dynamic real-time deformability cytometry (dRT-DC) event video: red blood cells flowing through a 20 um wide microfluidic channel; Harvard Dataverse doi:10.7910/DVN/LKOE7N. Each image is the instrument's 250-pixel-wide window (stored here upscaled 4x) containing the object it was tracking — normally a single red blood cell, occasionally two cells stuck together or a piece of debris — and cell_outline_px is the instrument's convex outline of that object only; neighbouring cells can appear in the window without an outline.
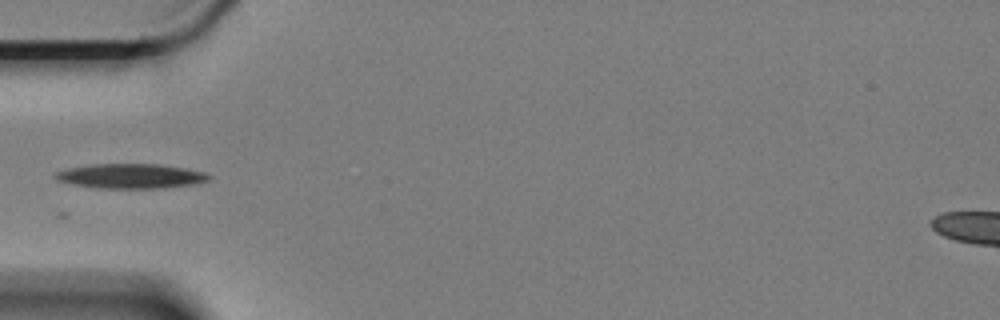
{"species": "Egyptian fruit bat (a non-hibernating species)", "species_latin": "Rousettus aegyptiacus", "temperature_condition": "cold", "stored_images_in_passage": 5, "camera_frame_rate_fps": 3000, "um_per_image_px": 0.085, "animal": {"sex": "female"}, "frame": {"image": 1, "passage_image": 1, "time_ms": 0.0, "image_size_px": [1000, 320], "cell_outline_px": [[212, 176], [208, 180], [196, 184], [164, 188], [96, 188], [72, 184], [56, 180], [52, 176], [56, 172], [68, 168], [96, 164], [160, 164], [184, 168], [204, 172]], "centroid_in_image_um": [11.11, 14.97], "position_along_channel_um": 73.9, "area_um2": 22.14}}
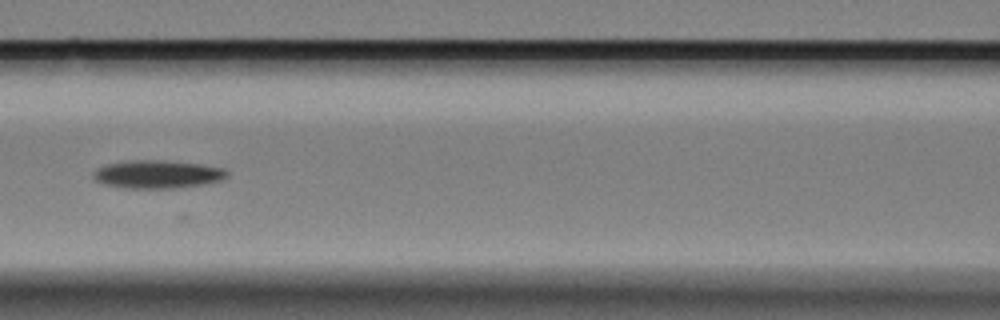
{"frame": {"image": 2, "passage_image": 3, "time_ms": 0.667, "image_size_px": [1000, 320], "cell_outline_px": [[228, 176], [220, 180], [204, 184], [172, 188], [124, 188], [104, 184], [96, 180], [92, 176], [92, 172], [96, 168], [104, 164], [132, 160], [160, 160], [196, 164], [224, 168], [228, 172]], "centroid_in_image_um": [13.33, 14.81], "position_along_channel_um": 153.3, "area_um2": 21.79}}
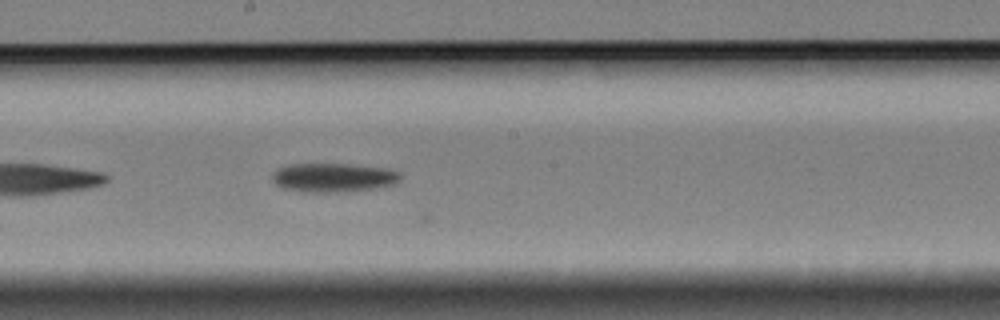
{"frame": {"image": 3, "passage_image": 5, "time_ms": 1.333, "image_size_px": [1000, 320], "cell_outline_px": [[400, 180], [396, 184], [376, 188], [348, 192], [300, 192], [280, 188], [272, 180], [272, 176], [280, 168], [288, 164], [348, 164], [388, 168], [400, 172]], "centroid_in_image_um": [28.36, 15.11], "position_along_channel_um": 219.8, "area_um2": 21.91}}